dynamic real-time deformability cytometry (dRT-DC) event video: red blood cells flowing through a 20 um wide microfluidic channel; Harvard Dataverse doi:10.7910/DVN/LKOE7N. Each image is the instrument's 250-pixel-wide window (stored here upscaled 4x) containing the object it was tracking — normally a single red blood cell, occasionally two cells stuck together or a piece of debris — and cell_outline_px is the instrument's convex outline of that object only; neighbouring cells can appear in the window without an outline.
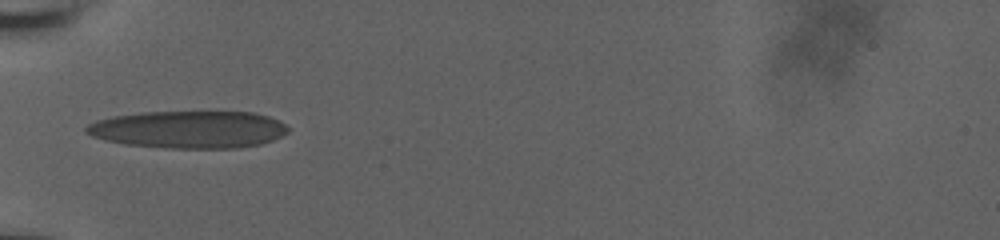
{"species": "human", "species_latin": "Homo sapiens", "temperature_condition": "room temperature", "stored_images_in_passage": 36, "camera_frame_rate_fps": 3000, "um_per_image_px": 0.085, "donor": {"sex": "male"}, "frame": {"image": 1, "passage_image": 1, "time_ms": 0.0, "image_size_px": [1000, 240], "cell_outline_px": [[288, 132], [272, 140], [260, 144], [236, 148], [168, 148], [128, 144], [108, 140], [92, 136], [84, 132], [84, 128], [88, 124], [96, 120], [112, 116], [144, 112], [252, 112], [268, 116], [280, 120], [288, 128]], "centroid_in_image_um": [16.04, 11.0], "position_along_channel_um": 69.0, "area_um2": 43.81}}
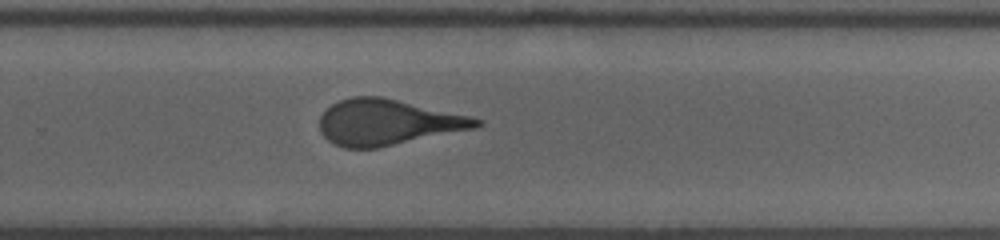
{"frame": {"image": 2, "passage_image": 19, "time_ms": 6.0, "image_size_px": [1000, 240], "cell_outline_px": [[484, 124], [476, 128], [376, 148], [344, 148], [332, 144], [320, 132], [320, 116], [332, 104], [340, 100], [352, 96], [380, 96], [468, 116], [484, 120]], "centroid_in_image_um": [32.92, 10.4], "position_along_channel_um": 296.9, "area_um2": 41.44}}
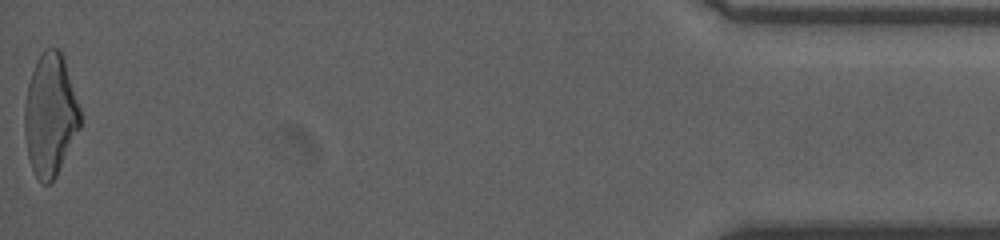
{"frame": {"image": 3, "passage_image": 36, "time_ms": 11.667, "image_size_px": [1000, 240], "cell_outline_px": [[80, 128], [56, 176], [48, 184], [44, 184], [36, 176], [32, 168], [28, 156], [24, 132], [24, 104], [28, 84], [36, 60], [44, 48], [60, 48], [80, 108]], "centroid_in_image_um": [4.26, 9.76], "position_along_channel_um": 430.9, "area_um2": 39.48}, "authors_computed_cell_mechanics": {"area_um2": 42.0206, "velocity_mm_per_s": 3.8582, "shape_relaxation_time_tau1_ms": 5.5597, "shape_relaxation_time_tau2_ms": 1.0131, "deformation_change_tau1": 0.2016, "deformation_change_tau2": 0.1138}}